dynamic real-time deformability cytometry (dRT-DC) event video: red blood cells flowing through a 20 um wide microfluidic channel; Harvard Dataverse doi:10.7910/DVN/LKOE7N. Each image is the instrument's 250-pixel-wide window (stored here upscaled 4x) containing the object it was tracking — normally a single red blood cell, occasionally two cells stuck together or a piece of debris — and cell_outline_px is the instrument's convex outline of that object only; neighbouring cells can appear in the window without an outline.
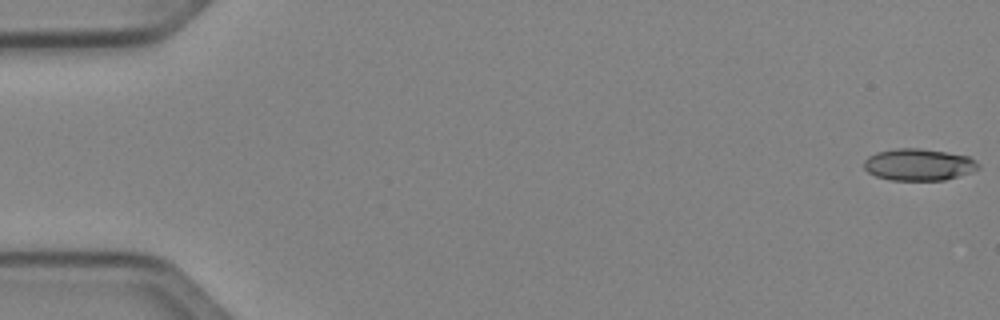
{"species": "Egyptian fruit bat (a non-hibernating species)", "species_latin": "Rousettus aegyptiacus", "temperature_condition": "cold", "stored_images_in_passage": 51, "camera_frame_rate_fps": 3000, "um_per_image_px": 0.085, "animal": {"sex": "female"}, "frame": {"image": 1, "passage_image": 1, "time_ms": 0.0, "image_size_px": [1000, 320], "cell_outline_px": [[980, 168], [972, 172], [944, 180], [888, 180], [876, 176], [868, 172], [864, 168], [864, 160], [868, 156], [876, 152], [896, 148], [920, 148], [968, 156], [976, 160], [980, 164]], "centroid_in_image_um": [78.08, 13.99], "position_along_channel_um": 6.9, "area_um2": 21.33}}
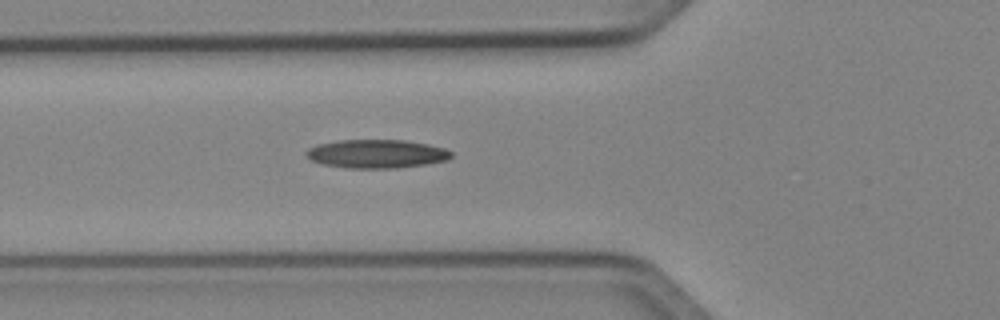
{"frame": {"image": 2, "passage_image": 19, "time_ms": 6.0, "image_size_px": [1000, 320], "cell_outline_px": [[452, 156], [448, 160], [428, 164], [396, 168], [348, 168], [320, 164], [312, 160], [304, 152], [308, 148], [316, 144], [340, 140], [404, 140], [428, 144], [444, 148], [452, 152]], "centroid_in_image_um": [32.01, 13.07], "position_along_channel_um": 93.8, "area_um2": 24.28}}
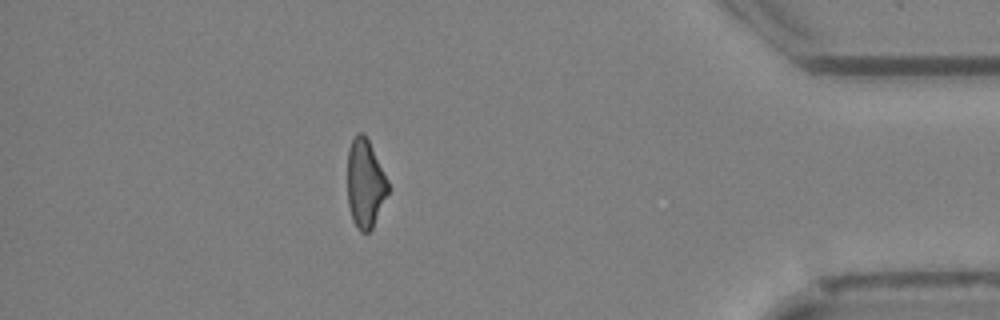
{"frame": {"image": 3, "passage_image": 45, "time_ms": 14.667, "image_size_px": [1000, 320], "cell_outline_px": [[388, 192], [372, 228], [368, 232], [360, 232], [356, 228], [352, 220], [348, 204], [348, 148], [356, 132], [364, 132], [388, 180]], "centroid_in_image_um": [31.02, 15.59], "position_along_channel_um": 404.2, "area_um2": 20.81}, "authors_computed_cell_mechanics": {"area_um2": 22.1952, "velocity_mm_per_s": 4.0586, "shape_relaxation_time_tau1_ms": 6.9879, "shape_relaxation_time_tau2_ms": 8.9903, "deformation_change_tau1": 0.1757, "deformation_change_tau2": 0.2282}}